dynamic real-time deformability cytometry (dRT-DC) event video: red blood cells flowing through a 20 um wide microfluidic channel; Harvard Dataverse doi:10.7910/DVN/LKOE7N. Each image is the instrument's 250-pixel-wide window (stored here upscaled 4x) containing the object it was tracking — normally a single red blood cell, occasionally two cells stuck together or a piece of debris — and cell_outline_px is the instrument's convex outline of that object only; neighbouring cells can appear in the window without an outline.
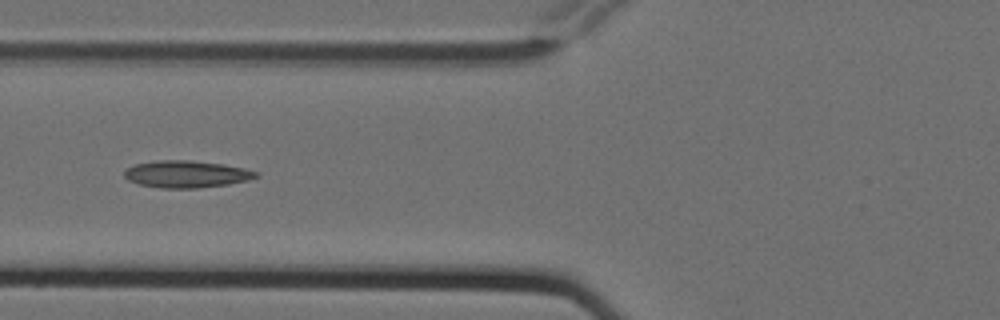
{"species": "Egyptian fruit bat (a non-hibernating species)", "species_latin": "Rousettus aegyptiacus", "temperature_condition": "cold", "stored_images_in_passage": 8, "camera_frame_rate_fps": 3000, "um_per_image_px": 0.085, "animal": {"sex": "female"}, "frame": {"image": 1, "passage_image": 7, "time_ms": 2.0, "image_size_px": [1000, 320], "cell_outline_px": [[260, 176], [248, 180], [228, 184], [196, 188], [160, 188], [140, 184], [128, 180], [124, 176], [124, 168], [136, 164], [156, 160], [192, 160], [224, 164], [244, 168], [260, 172]], "centroid_in_image_um": [15.86, 14.79], "position_along_channel_um": 109.9, "area_um2": 20.92}}
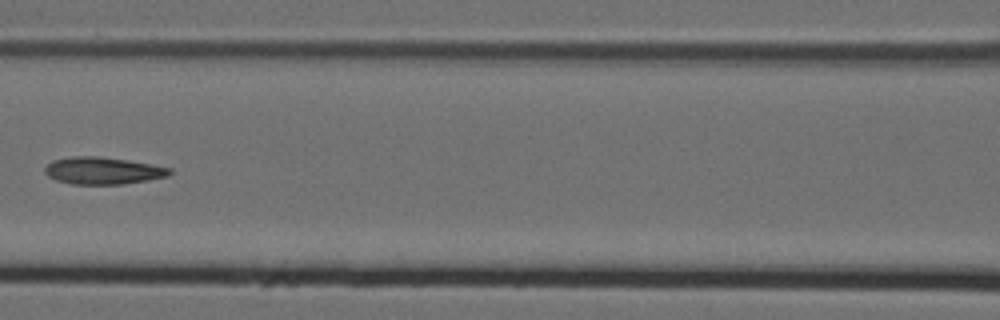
{"frame": {"image": 2, "passage_image": 8, "time_ms": 2.333, "image_size_px": [1000, 320], "cell_outline_px": [[172, 172], [168, 176], [148, 180], [124, 184], [72, 184], [56, 180], [48, 176], [44, 172], [44, 168], [52, 160], [72, 156], [100, 156], [128, 160], [152, 164], [172, 168]], "centroid_in_image_um": [8.75, 14.5], "position_along_channel_um": 157.9, "area_um2": 19.88}}